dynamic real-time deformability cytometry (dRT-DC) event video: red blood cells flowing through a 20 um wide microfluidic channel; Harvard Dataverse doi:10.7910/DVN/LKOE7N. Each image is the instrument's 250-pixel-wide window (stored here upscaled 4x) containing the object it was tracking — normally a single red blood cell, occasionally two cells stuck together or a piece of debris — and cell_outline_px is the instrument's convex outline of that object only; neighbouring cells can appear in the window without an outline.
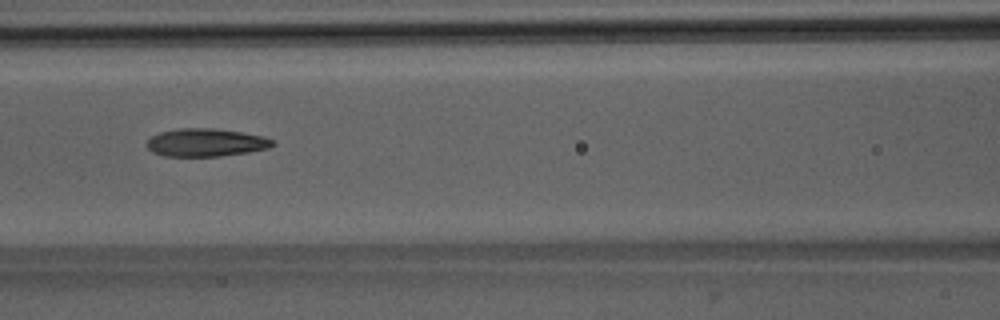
{"species": "Egyptian fruit bat (a non-hibernating species)", "species_latin": "Rousettus aegyptiacus", "temperature_condition": "room temperature", "stored_images_in_passage": 4, "camera_frame_rate_fps": 3000, "um_per_image_px": 0.085, "animal": {"sex": "male"}, "frame": {"image": 1, "passage_image": 4, "time_ms": 4.333, "image_size_px": [1000, 320], "cell_outline_px": [[276, 144], [268, 148], [248, 152], [220, 156], [164, 156], [152, 152], [148, 148], [148, 140], [152, 136], [160, 132], [180, 128], [212, 128], [240, 132], [264, 136], [272, 140]], "centroid_in_image_um": [17.5, 12.11], "position_along_channel_um": 149.1, "area_um2": 20.35}}